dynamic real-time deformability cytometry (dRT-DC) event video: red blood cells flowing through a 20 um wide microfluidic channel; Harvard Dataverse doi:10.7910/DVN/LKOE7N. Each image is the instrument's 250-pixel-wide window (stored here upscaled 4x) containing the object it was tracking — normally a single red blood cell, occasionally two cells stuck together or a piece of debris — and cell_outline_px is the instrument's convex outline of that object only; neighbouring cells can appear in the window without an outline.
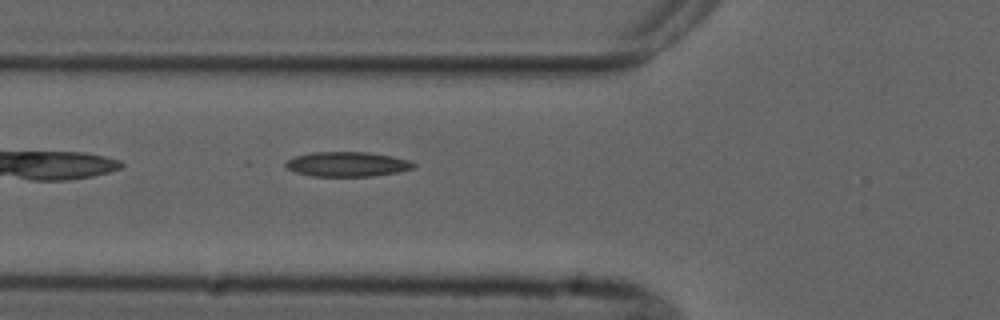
{"species": "common noctule bat (a hibernating species)", "species_latin": "Nyctalus noctula", "temperature_condition": "cold", "stored_images_in_passage": 3, "camera_frame_rate_fps": 3000, "um_per_image_px": 0.085, "animal": {"sex": "male", "forearm_length_mm": 52.5}, "frame": {"image": 1, "passage_image": 3, "time_ms": 2.667, "image_size_px": [1000, 320], "cell_outline_px": [[416, 168], [400, 172], [372, 176], [312, 176], [296, 172], [288, 168], [284, 164], [284, 160], [296, 156], [312, 152], [368, 152], [392, 156], [408, 160], [416, 164]], "centroid_in_image_um": [29.53, 13.95], "position_along_channel_um": 96.3, "area_um2": 18.55}}